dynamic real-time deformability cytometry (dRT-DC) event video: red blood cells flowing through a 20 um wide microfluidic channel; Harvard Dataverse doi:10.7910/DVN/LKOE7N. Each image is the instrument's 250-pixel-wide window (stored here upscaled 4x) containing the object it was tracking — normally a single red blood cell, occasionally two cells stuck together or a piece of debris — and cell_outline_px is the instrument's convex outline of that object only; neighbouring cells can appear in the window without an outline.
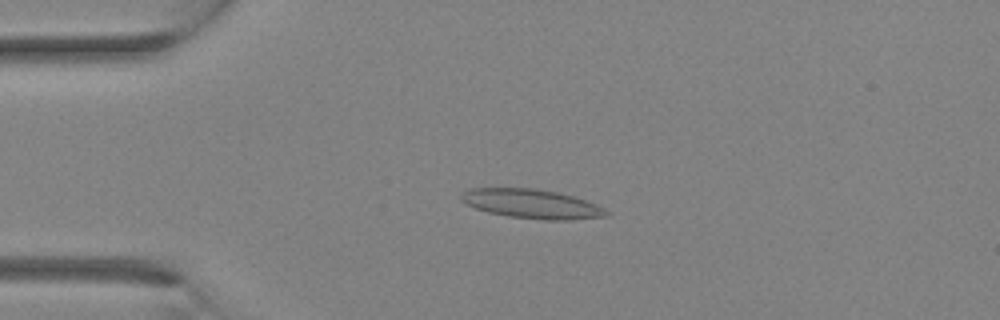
{"species": "Egyptian fruit bat (a non-hibernating species)", "species_latin": "Rousettus aegyptiacus", "temperature_condition": "room temperature", "stored_images_in_passage": 22, "camera_frame_rate_fps": 3000, "um_per_image_px": 0.085, "animal": {"sex": "female"}, "frame": {"image": 1, "passage_image": 8, "time_ms": 2.333, "image_size_px": [1000, 320], "cell_outline_px": [[608, 216], [568, 220], [544, 220], [508, 216], [488, 212], [476, 208], [460, 200], [460, 196], [468, 188], [536, 188], [556, 192], [572, 196], [596, 204], [604, 208], [608, 212]], "centroid_in_image_um": [45.19, 17.33], "position_along_channel_um": 39.8, "area_um2": 24.57}}
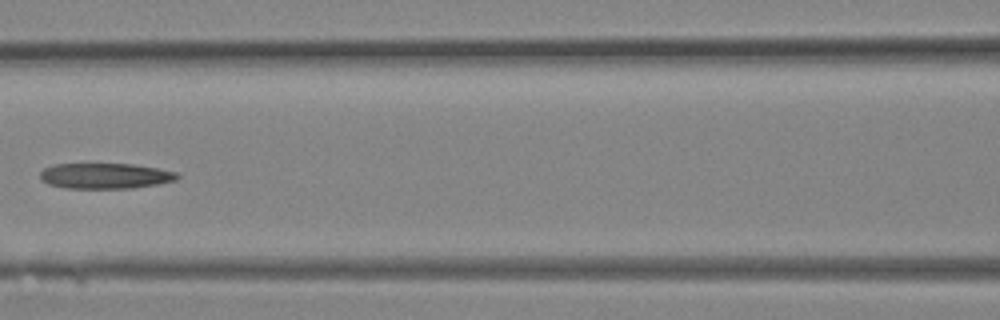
{"frame": {"image": 2, "passage_image": 15, "time_ms": 4.667, "image_size_px": [1000, 320], "cell_outline_px": [[180, 176], [176, 180], [156, 184], [132, 188], [64, 188], [48, 184], [40, 176], [40, 172], [44, 168], [52, 164], [132, 164], [160, 168], [180, 172]], "centroid_in_image_um": [8.98, 14.94], "position_along_channel_um": 157.6, "area_um2": 20.52}}
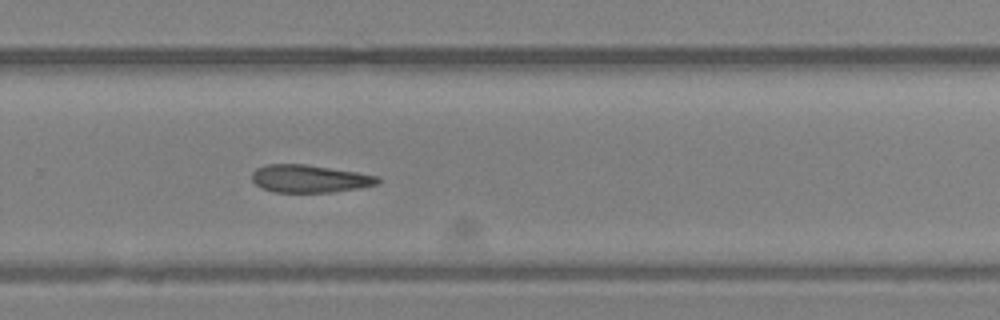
{"frame": {"image": 3, "passage_image": 22, "time_ms": 7.0, "image_size_px": [1000, 320], "cell_outline_px": [[380, 184], [360, 188], [332, 192], [276, 192], [260, 188], [252, 180], [252, 172], [256, 168], [264, 164], [304, 164], [360, 172], [380, 176]], "centroid_in_image_um": [26.35, 15.18], "position_along_channel_um": 303.5, "area_um2": 20.58}}